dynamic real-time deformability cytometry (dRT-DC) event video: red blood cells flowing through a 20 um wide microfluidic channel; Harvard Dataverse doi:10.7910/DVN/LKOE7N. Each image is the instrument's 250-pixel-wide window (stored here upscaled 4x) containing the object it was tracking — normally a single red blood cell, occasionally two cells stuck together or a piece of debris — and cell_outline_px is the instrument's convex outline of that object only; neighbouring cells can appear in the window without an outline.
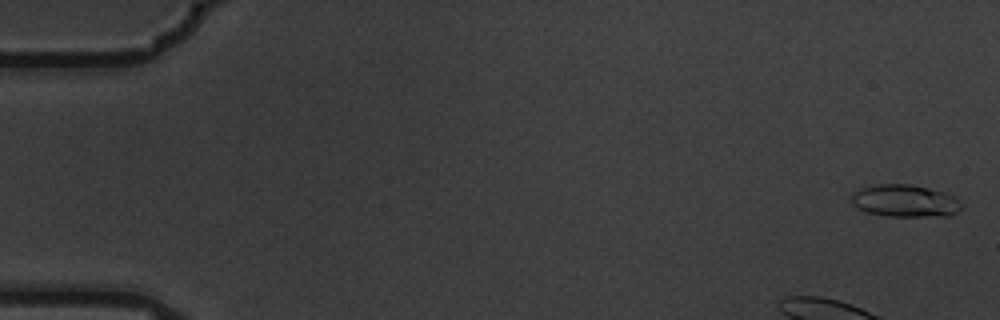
{"species": "common noctule bat (a hibernating species)", "species_latin": "Nyctalus noctula", "temperature_condition": "warm", "stored_images_in_passage": 15, "camera_frame_rate_fps": 3000, "um_per_image_px": 0.085, "animal": {"sex": "male", "body_mass_g": 19.5, "forearm_length_mm": 54.6}, "frame": {"image": 1, "passage_image": 1, "time_ms": 0.0, "image_size_px": [1000, 320], "cell_outline_px": [[964, 208], [948, 216], [884, 216], [868, 212], [852, 204], [852, 196], [860, 188], [876, 184], [912, 184], [944, 192], [956, 196], [964, 204]], "centroid_in_image_um": [77.0, 17.07], "position_along_channel_um": 8.0, "area_um2": 20.87}}
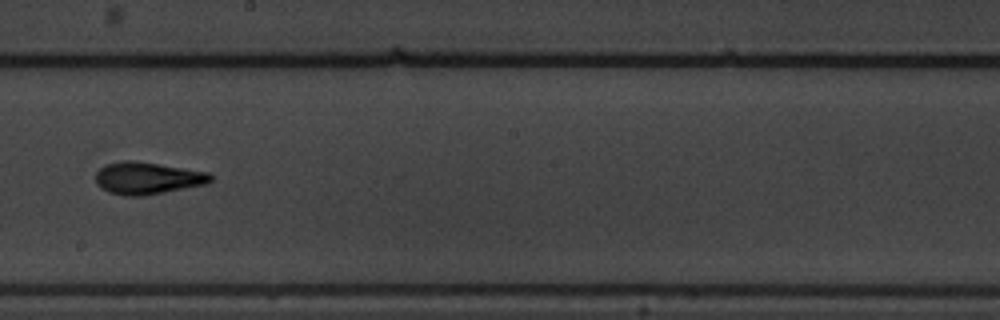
{"frame": {"image": 2, "passage_image": 9, "time_ms": 2.667, "image_size_px": [1000, 320], "cell_outline_px": [[212, 180], [208, 184], [144, 196], [124, 196], [108, 192], [100, 188], [96, 184], [96, 172], [104, 164], [124, 160], [132, 160], [208, 172], [212, 176]], "centroid_in_image_um": [12.5, 15.15], "position_along_channel_um": 235.7, "area_um2": 21.68}}
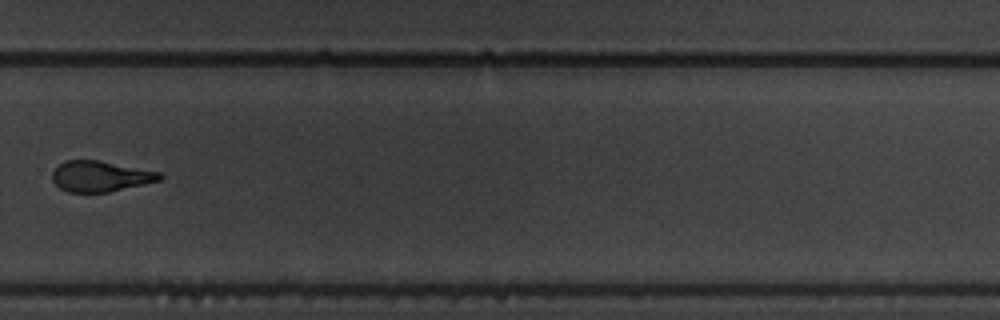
{"frame": {"image": 3, "passage_image": 11, "time_ms": 3.333, "image_size_px": [1000, 320], "cell_outline_px": [[164, 176], [160, 180], [144, 184], [108, 192], [68, 192], [60, 188], [52, 180], [52, 172], [64, 160], [100, 160], [160, 172]], "centroid_in_image_um": [8.53, 14.98], "position_along_channel_um": 321.3, "area_um2": 19.19}}